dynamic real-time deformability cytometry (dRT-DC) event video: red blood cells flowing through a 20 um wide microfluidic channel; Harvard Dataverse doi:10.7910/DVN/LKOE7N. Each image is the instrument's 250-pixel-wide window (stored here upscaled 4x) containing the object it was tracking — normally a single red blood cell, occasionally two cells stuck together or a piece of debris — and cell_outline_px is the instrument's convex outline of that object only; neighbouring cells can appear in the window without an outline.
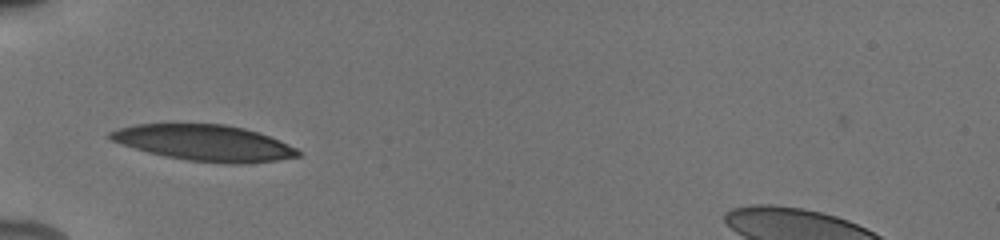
{"species": "human", "species_latin": "Homo sapiens", "temperature_condition": "cold", "stored_images_in_passage": 37, "camera_frame_rate_fps": 3000, "um_per_image_px": 0.085, "donor": {"sex": "male"}, "frame": {"image": 1, "passage_image": 1, "time_ms": 0.0, "image_size_px": [1000, 240], "cell_outline_px": [[300, 156], [276, 160], [240, 164], [228, 164], [188, 160], [164, 156], [148, 152], [108, 140], [108, 132], [120, 128], [136, 124], [172, 120], [224, 124], [244, 128], [280, 140], [296, 148], [300, 152]], "centroid_in_image_um": [17.28, 12.09], "position_along_channel_um": 67.7, "area_um2": 40.52}, "authors_computed_cell_mechanics": {"area_um2": 39.015, "velocity_mm_per_s": 3.8896, "shape_relaxation_time_tau1_ms": 4.5744, "shape_relaxation_time_tau2_ms": 3.8093, "deformation_change_tau1": 0.1541, "deformation_change_tau2": 0.1086}}